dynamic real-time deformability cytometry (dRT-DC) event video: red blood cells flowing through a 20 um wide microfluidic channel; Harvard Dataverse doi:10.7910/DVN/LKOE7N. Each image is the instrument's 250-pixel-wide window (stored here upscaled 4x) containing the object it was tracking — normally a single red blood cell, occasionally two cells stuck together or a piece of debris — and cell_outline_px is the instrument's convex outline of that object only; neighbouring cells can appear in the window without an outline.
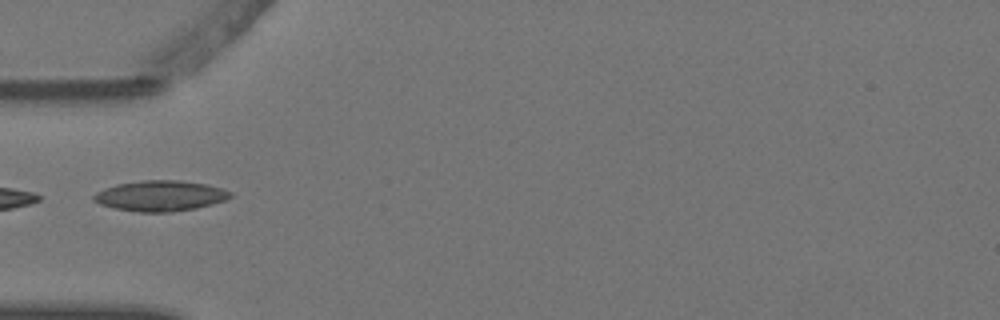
{"species": "Egyptian fruit bat (a non-hibernating species)", "species_latin": "Rousettus aegyptiacus", "temperature_condition": "warm", "stored_images_in_passage": 7, "camera_frame_rate_fps": 3000, "um_per_image_px": 0.085, "animal": {"sex": "female"}, "frame": {"image": 1, "passage_image": 4, "time_ms": 1.0, "image_size_px": [1000, 320], "cell_outline_px": [[232, 196], [224, 200], [212, 204], [196, 208], [172, 212], [136, 212], [112, 208], [100, 204], [92, 200], [92, 196], [96, 192], [104, 188], [116, 184], [144, 180], [176, 180], [208, 184], [232, 192]], "centroid_in_image_um": [13.59, 16.65], "position_along_channel_um": 71.4, "area_um2": 24.45}}
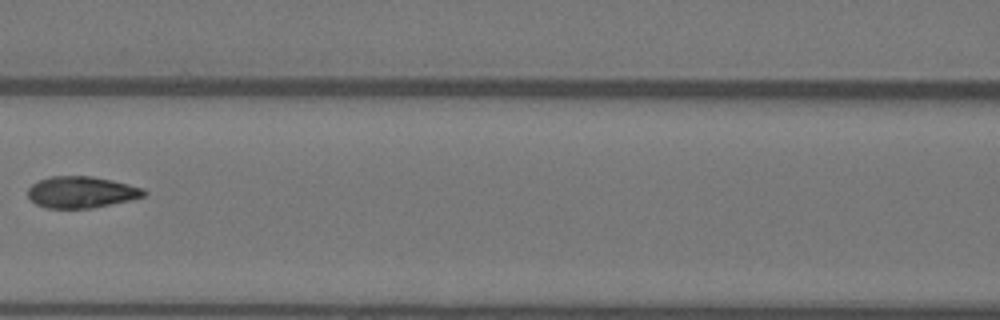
{"frame": {"image": 2, "passage_image": 6, "time_ms": 1.667, "image_size_px": [1000, 320], "cell_outline_px": [[148, 192], [144, 196], [132, 200], [92, 208], [48, 208], [36, 204], [28, 196], [28, 188], [32, 184], [40, 180], [52, 176], [92, 176], [112, 180], [144, 188]], "centroid_in_image_um": [6.95, 16.33], "position_along_channel_um": 159.6, "area_um2": 21.33}}
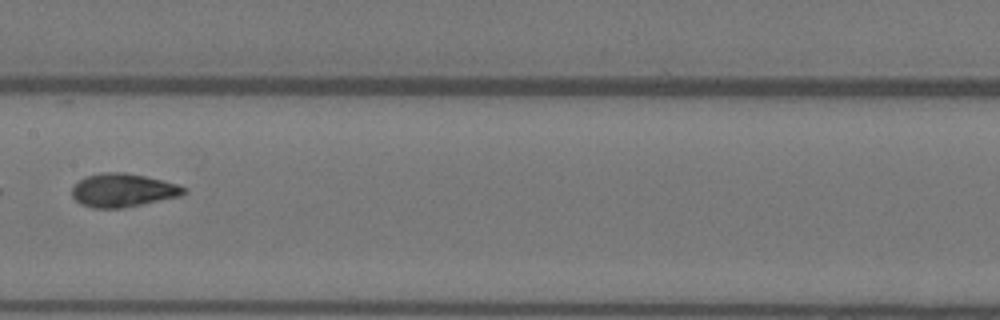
{"frame": {"image": 3, "passage_image": 7, "time_ms": 2.0, "image_size_px": [1000, 320], "cell_outline_px": [[188, 192], [180, 196], [124, 208], [92, 208], [80, 204], [72, 196], [72, 188], [80, 180], [88, 176], [104, 172], [124, 172], [144, 176], [176, 184], [188, 188]], "centroid_in_image_um": [10.46, 16.18], "position_along_channel_um": 196.9, "area_um2": 21.68}}